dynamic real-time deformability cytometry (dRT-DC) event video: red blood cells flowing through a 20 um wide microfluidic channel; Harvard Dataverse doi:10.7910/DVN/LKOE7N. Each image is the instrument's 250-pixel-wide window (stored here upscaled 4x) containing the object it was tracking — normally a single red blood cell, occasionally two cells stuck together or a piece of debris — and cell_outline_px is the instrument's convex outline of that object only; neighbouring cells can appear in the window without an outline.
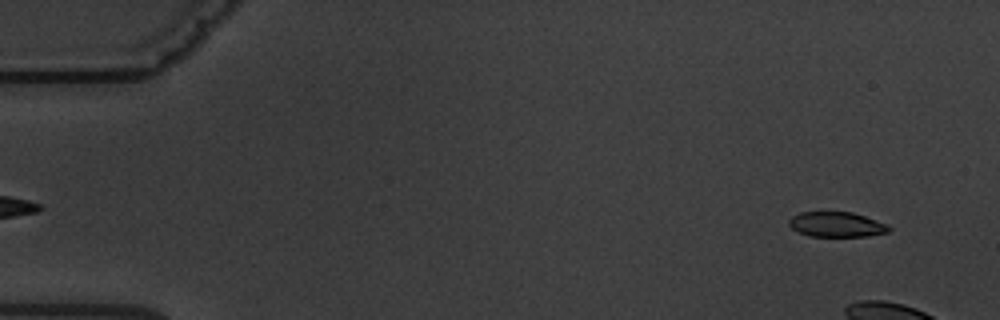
{"species": "common noctule bat (a hibernating species)", "species_latin": "Nyctalus noctula", "temperature_condition": "warm", "stored_images_in_passage": 5, "camera_frame_rate_fps": 3000, "um_per_image_px": 0.085, "animal": {"sex": "male", "body_mass_g": 19.5, "forearm_length_mm": 54.6}, "frame": {"image": 1, "passage_image": 1, "time_ms": 0.0, "image_size_px": [1000, 320], "cell_outline_px": [[892, 228], [888, 232], [868, 236], [808, 236], [792, 228], [788, 224], [788, 220], [792, 216], [800, 212], [852, 212], [888, 224]], "centroid_in_image_um": [71.11, 19.08], "position_along_channel_um": 13.9, "area_um2": 14.57}}
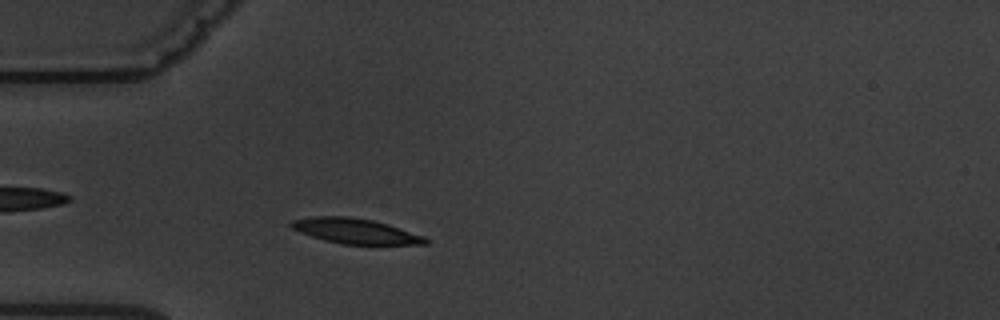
{"frame": {"image": 2, "passage_image": 5, "time_ms": 5.333, "image_size_px": [1000, 320], "cell_outline_px": [[432, 240], [428, 244], [344, 244], [324, 240], [300, 232], [292, 228], [288, 224], [292, 220], [312, 216], [348, 216], [372, 220], [388, 224], [424, 236]], "centroid_in_image_um": [30.22, 19.63], "position_along_channel_um": 54.8, "area_um2": 19.65}}